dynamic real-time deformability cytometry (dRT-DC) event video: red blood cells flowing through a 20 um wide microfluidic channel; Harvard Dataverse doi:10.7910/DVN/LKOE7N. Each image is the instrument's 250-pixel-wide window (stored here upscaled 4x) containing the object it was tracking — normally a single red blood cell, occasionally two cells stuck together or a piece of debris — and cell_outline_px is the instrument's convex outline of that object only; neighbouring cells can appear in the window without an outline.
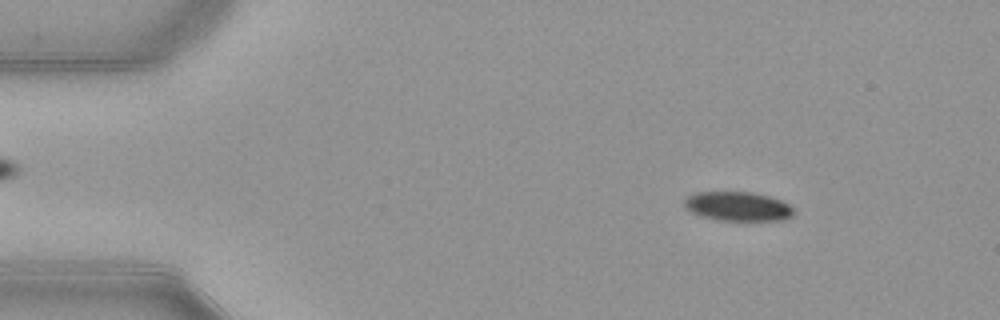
{"species": "common noctule bat (a hibernating species)", "species_latin": "Nyctalus noctula", "temperature_condition": "warm", "stored_images_in_passage": 52, "camera_frame_rate_fps": 3000, "um_per_image_px": 0.085, "animal": {"sex": "female", "body_mass_g": 21.9}, "frame": {"image": 1, "passage_image": 7, "time_ms": 2.0, "image_size_px": [1000, 320], "cell_outline_px": [[792, 216], [784, 220], [716, 220], [700, 216], [684, 208], [684, 200], [688, 196], [696, 192], [752, 192], [768, 196], [780, 200], [788, 204], [792, 208]], "centroid_in_image_um": [62.67, 17.54], "position_along_channel_um": 22.3, "area_um2": 18.55}}
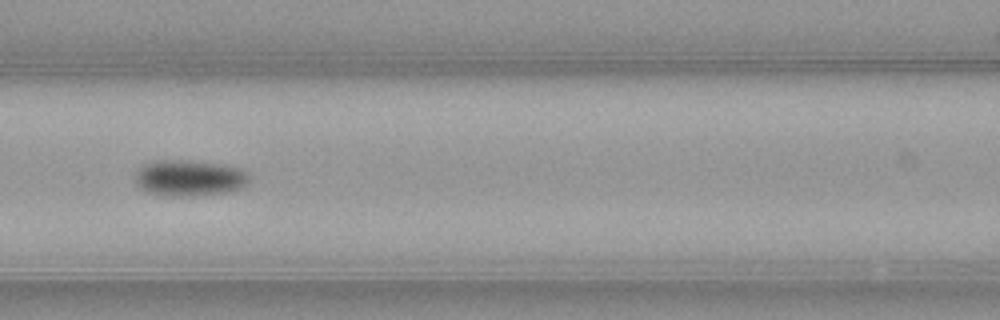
{"frame": {"image": 2, "passage_image": 23, "time_ms": 7.333, "image_size_px": [1000, 320], "cell_outline_px": [[248, 184], [244, 188], [228, 192], [192, 196], [164, 196], [148, 192], [140, 188], [136, 184], [136, 172], [144, 164], [152, 160], [192, 160], [228, 164], [240, 168], [248, 172]], "centroid_in_image_um": [16.14, 15.12], "position_along_channel_um": 150.5, "area_um2": 24.57}}
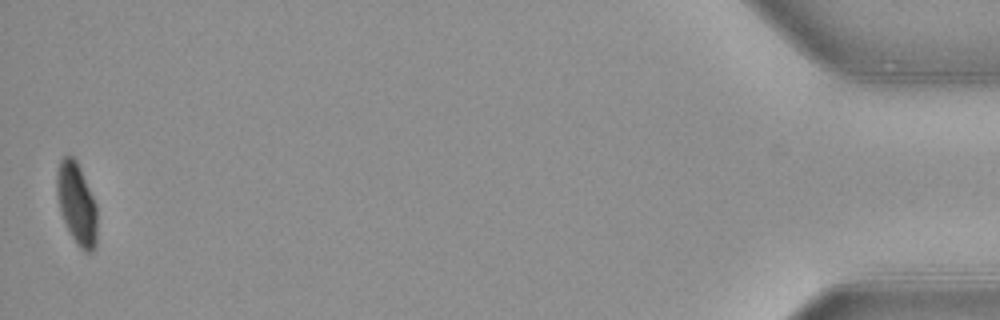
{"frame": {"image": 3, "passage_image": 52, "time_ms": 17.0, "image_size_px": [1000, 320], "cell_outline_px": [[96, 244], [92, 252], [84, 252], [76, 244], [64, 220], [60, 208], [56, 192], [56, 172], [60, 160], [64, 156], [72, 156], [76, 160], [80, 168], [96, 204]], "centroid_in_image_um": [6.51, 17.3], "position_along_channel_um": 428.7, "area_um2": 18.96}, "authors_computed_cell_mechanics": {"area_um2": 21.2704, "velocity_mm_per_s": 3.9127, "shape_relaxation_time_tau1_ms": 3.0736, "shape_relaxation_time_tau2_ms": null, "deformation_change_tau1": 0.1099, "deformation_change_tau2": null}}